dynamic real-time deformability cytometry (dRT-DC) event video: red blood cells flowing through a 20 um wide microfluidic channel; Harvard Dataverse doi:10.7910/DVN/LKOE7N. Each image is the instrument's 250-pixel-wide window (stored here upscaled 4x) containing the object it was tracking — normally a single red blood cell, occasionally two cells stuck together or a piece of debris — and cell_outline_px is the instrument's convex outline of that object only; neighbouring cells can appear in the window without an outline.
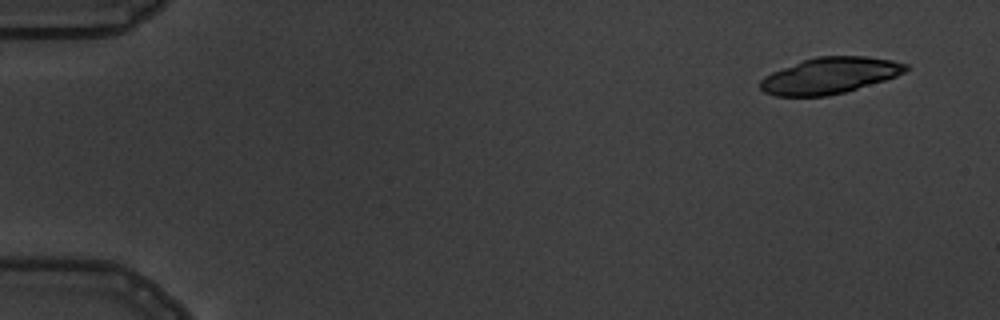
{"species": "common noctule bat (a hibernating species)", "species_latin": "Nyctalus noctula", "temperature_condition": "warm", "stored_images_in_passage": 6, "camera_frame_rate_fps": 3000, "um_per_image_px": 0.085, "animal": {"sex": "male", "body_mass_g": 19.5, "forearm_length_mm": 54.6}, "frame": {"image": 1, "passage_image": 1, "time_ms": 0.0, "image_size_px": [1000, 320], "cell_outline_px": [[908, 68], [904, 72], [896, 76], [884, 80], [844, 92], [828, 96], [776, 96], [764, 92], [760, 88], [760, 80], [764, 76], [772, 72], [804, 60], [816, 56], [864, 56], [892, 60], [908, 64]], "centroid_in_image_um": [70.51, 6.42], "position_along_channel_um": 14.5, "area_um2": 30.46}}